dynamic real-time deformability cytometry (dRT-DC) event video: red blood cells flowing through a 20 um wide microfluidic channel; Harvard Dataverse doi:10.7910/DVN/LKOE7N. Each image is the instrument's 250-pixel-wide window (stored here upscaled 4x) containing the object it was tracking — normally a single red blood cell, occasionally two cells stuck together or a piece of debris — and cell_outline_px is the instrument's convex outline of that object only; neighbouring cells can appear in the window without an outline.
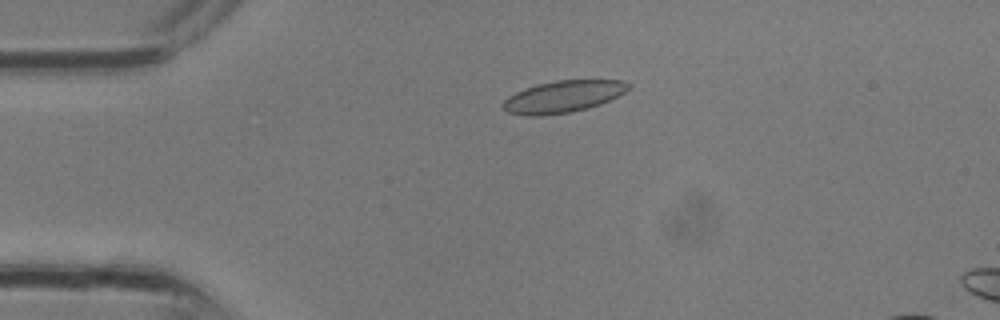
{"species": "common noctule bat (a hibernating species)", "species_latin": "Nyctalus noctula", "temperature_condition": "room temperature", "stored_images_in_passage": 10, "camera_frame_rate_fps": 3000, "um_per_image_px": 0.085, "animal": {"sex": "male", "body_mass_g": 13.3}, "frame": {"image": 1, "passage_image": 7, "time_ms": 2.0, "image_size_px": [1000, 320], "cell_outline_px": [[632, 84], [624, 92], [600, 104], [588, 108], [568, 112], [544, 116], [524, 116], [508, 112], [500, 104], [508, 96], [524, 88], [536, 84], [556, 80], [624, 80]], "centroid_in_image_um": [47.82, 8.21], "position_along_channel_um": 37.2, "area_um2": 23.35}}